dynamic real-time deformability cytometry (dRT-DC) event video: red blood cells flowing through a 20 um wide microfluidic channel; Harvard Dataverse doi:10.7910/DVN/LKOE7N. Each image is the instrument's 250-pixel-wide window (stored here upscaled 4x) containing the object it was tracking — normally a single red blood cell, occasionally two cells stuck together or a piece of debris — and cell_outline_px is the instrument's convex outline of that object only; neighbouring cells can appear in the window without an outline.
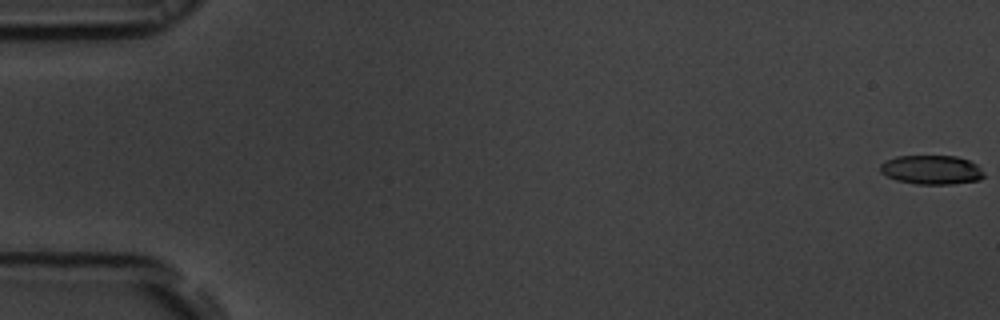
{"species": "common noctule bat (a hibernating species)", "species_latin": "Nyctalus noctula", "temperature_condition": "room temperature", "stored_images_in_passage": 36, "camera_frame_rate_fps": 3000, "um_per_image_px": 0.085, "animal": {"sex": "male", "body_mass_g": 19.5, "forearm_length_mm": 54.6}, "frame": {"image": 1, "passage_image": 1, "time_ms": 0.0, "image_size_px": [1000, 320], "cell_outline_px": [[984, 176], [980, 180], [952, 184], [916, 184], [896, 180], [880, 172], [880, 164], [896, 156], [956, 156], [968, 160], [976, 164], [984, 172]], "centroid_in_image_um": [79.19, 14.44], "position_along_channel_um": 5.8, "area_um2": 17.57}}
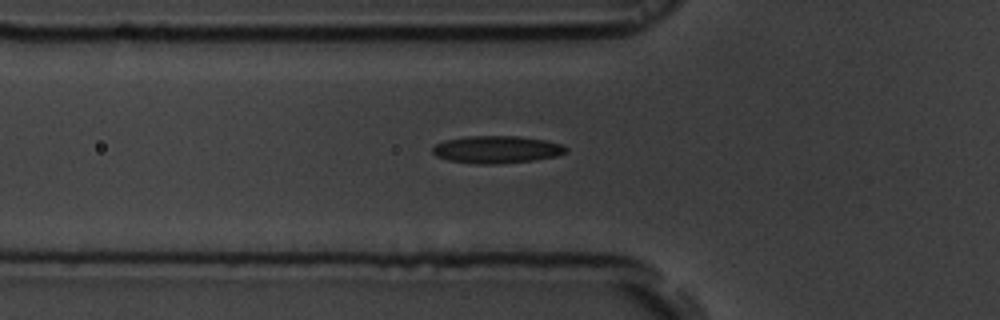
{"frame": {"image": 2, "passage_image": 20, "time_ms": 6.333, "image_size_px": [1000, 320], "cell_outline_px": [[568, 152], [556, 156], [532, 160], [496, 164], [476, 164], [448, 160], [436, 156], [432, 152], [432, 148], [436, 144], [444, 140], [468, 136], [520, 136], [544, 140], [560, 144], [568, 148]], "centroid_in_image_um": [42.2, 12.71], "position_along_channel_um": 83.6, "area_um2": 21.27}}
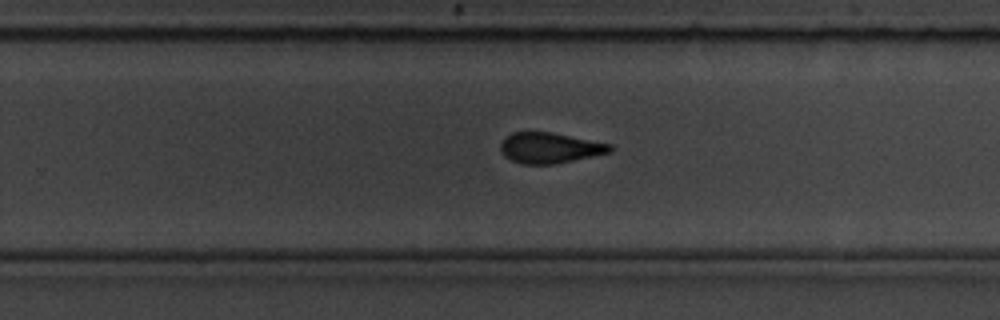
{"frame": {"image": 3, "passage_image": 36, "time_ms": 11.667, "image_size_px": [1000, 320], "cell_outline_px": [[612, 152], [556, 164], [524, 164], [512, 160], [504, 156], [500, 152], [500, 144], [512, 132], [552, 132], [612, 144]], "centroid_in_image_um": [46.75, 12.57], "position_along_channel_um": 283.1, "area_um2": 19.54}}